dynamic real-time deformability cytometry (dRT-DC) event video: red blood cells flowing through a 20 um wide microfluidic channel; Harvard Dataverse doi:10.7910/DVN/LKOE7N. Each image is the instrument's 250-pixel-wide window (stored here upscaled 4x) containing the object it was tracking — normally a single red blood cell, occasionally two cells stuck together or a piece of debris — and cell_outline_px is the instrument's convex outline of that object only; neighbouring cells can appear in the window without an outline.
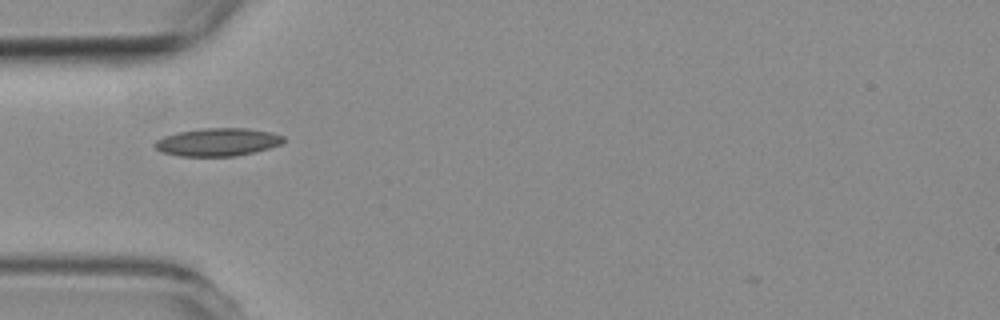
{"species": "common noctule bat (a hibernating species)", "species_latin": "Nyctalus noctula", "temperature_condition": "room temperature", "stored_images_in_passage": 4, "camera_frame_rate_fps": 3000, "um_per_image_px": 0.085, "animal": {"sex": "female", "body_mass_g": 19.3, "forearm_length_mm": 54.1}, "frame": {"image": 1, "passage_image": 1, "time_ms": 0.0, "image_size_px": [1000, 320], "cell_outline_px": [[284, 140], [280, 144], [268, 148], [236, 156], [180, 156], [160, 152], [152, 144], [156, 140], [164, 136], [180, 132], [204, 128], [244, 128], [272, 132], [284, 136]], "centroid_in_image_um": [18.47, 12.08], "position_along_channel_um": 66.5, "area_um2": 20.81}}
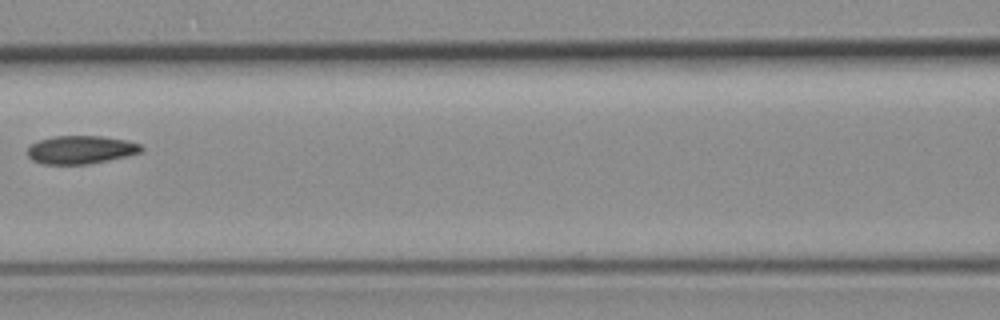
{"frame": {"image": 2, "passage_image": 3, "time_ms": 2.333, "image_size_px": [1000, 320], "cell_outline_px": [[144, 148], [140, 152], [128, 156], [88, 164], [44, 164], [32, 160], [28, 156], [28, 148], [36, 140], [56, 136], [100, 136], [128, 140], [140, 144]], "centroid_in_image_um": [6.87, 12.72], "position_along_channel_um": 159.7, "area_um2": 18.73}}
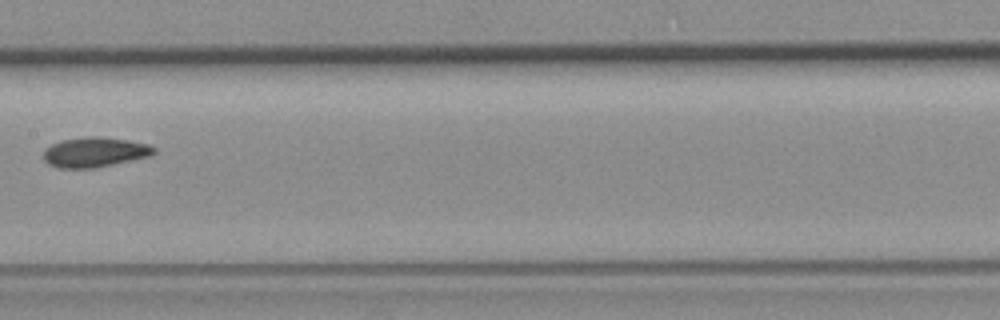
{"frame": {"image": 3, "passage_image": 4, "time_ms": 3.333, "image_size_px": [1000, 320], "cell_outline_px": [[156, 152], [152, 156], [96, 168], [56, 168], [48, 164], [44, 160], [44, 148], [60, 140], [92, 136], [96, 136], [128, 140], [148, 144], [156, 148]], "centroid_in_image_um": [8.06, 12.94], "position_along_channel_um": 199.3, "area_um2": 19.48}}